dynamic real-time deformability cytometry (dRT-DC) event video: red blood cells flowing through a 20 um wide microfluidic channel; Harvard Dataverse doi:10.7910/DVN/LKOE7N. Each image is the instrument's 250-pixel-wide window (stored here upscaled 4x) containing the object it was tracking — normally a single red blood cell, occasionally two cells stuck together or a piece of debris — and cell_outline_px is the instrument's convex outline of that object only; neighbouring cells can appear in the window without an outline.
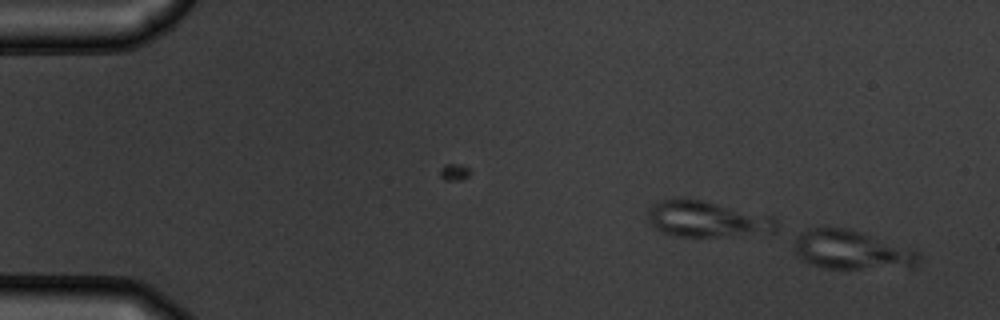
{"species": "common noctule bat (a hibernating species)", "species_latin": "Nyctalus noctula", "temperature_condition": "warm", "stored_images_in_passage": 2, "camera_frame_rate_fps": 3000, "um_per_image_px": 0.085, "animal": {"sex": "male", "body_mass_g": 19.5, "forearm_length_mm": 54.6}, "frame": {"image": 1, "passage_image": 2, "time_ms": 0.333, "image_size_px": [1000, 320], "cell_outline_px": [[920, 264], [916, 268], [824, 268], [808, 264], [800, 260], [796, 252], [796, 236], [800, 232], [808, 228], [848, 228], [916, 248], [920, 252]], "centroid_in_image_um": [72.5, 21.26], "position_along_channel_um": 12.5, "area_um2": 29.02}}